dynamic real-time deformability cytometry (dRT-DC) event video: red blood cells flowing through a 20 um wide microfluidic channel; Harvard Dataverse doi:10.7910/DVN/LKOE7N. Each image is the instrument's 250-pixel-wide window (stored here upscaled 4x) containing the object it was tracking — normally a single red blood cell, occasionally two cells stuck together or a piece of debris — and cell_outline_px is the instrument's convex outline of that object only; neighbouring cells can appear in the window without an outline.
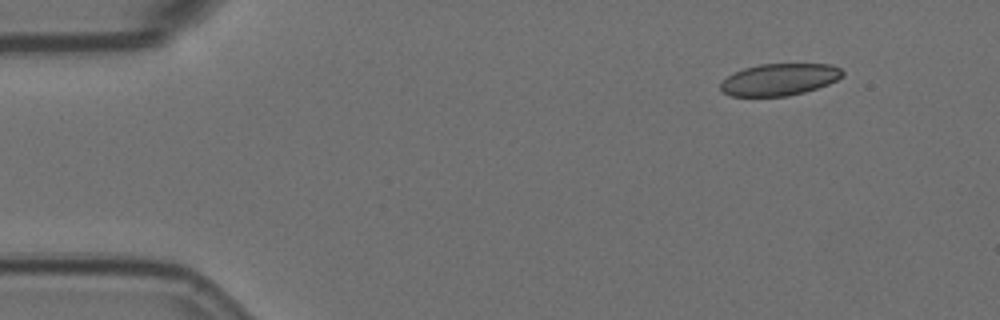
{"species": "Egyptian fruit bat (a non-hibernating species)", "species_latin": "Rousettus aegyptiacus", "temperature_condition": "room temperature", "stored_images_in_passage": 4, "camera_frame_rate_fps": 3000, "um_per_image_px": 0.085, "animal": {"sex": "female"}, "frame": {"image": 1, "passage_image": 1, "time_ms": 0.0, "image_size_px": [1000, 320], "cell_outline_px": [[844, 76], [828, 84], [804, 92], [788, 96], [732, 96], [724, 92], [720, 88], [720, 84], [728, 76], [744, 68], [760, 64], [832, 64], [840, 68], [844, 72]], "centroid_in_image_um": [66.28, 6.75], "position_along_channel_um": 18.7, "area_um2": 22.54}}
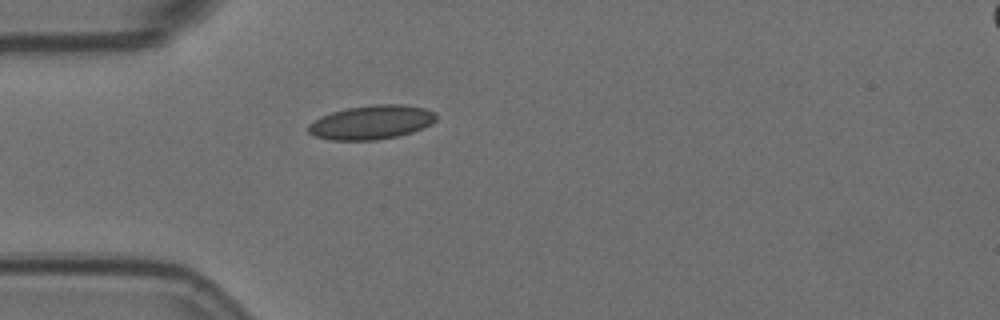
{"frame": {"image": 2, "passage_image": 4, "time_ms": 1.0, "image_size_px": [1000, 320], "cell_outline_px": [[436, 120], [432, 124], [424, 128], [412, 132], [396, 136], [376, 140], [332, 140], [316, 136], [308, 132], [308, 124], [320, 116], [332, 112], [348, 108], [376, 104], [400, 104], [424, 108], [436, 112]], "centroid_in_image_um": [31.59, 10.39], "position_along_channel_um": 53.4, "area_um2": 25.32}}